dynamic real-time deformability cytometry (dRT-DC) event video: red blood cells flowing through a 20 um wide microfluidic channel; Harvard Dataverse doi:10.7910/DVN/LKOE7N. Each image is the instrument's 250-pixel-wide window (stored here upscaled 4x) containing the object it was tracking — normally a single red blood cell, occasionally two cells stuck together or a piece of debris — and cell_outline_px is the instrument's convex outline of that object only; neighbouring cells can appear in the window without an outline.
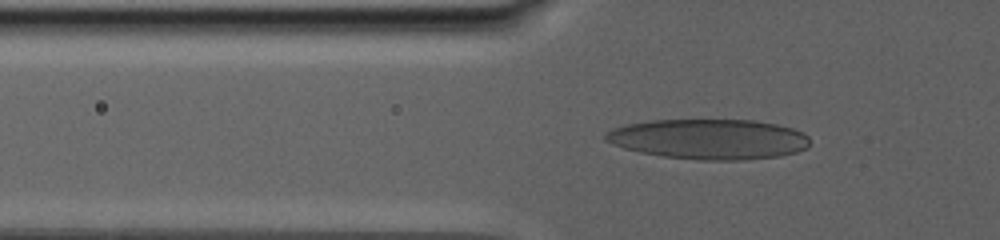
{"species": "human", "species_latin": "Homo sapiens", "temperature_condition": "warm", "stored_images_in_passage": 56, "camera_frame_rate_fps": 3000, "um_per_image_px": 0.085, "donor": {"sex": "male"}, "frame": {"image": 1, "passage_image": 2, "time_ms": 0.333, "image_size_px": [1000, 240], "cell_outline_px": [[808, 148], [796, 152], [780, 156], [740, 160], [696, 160], [664, 156], [640, 152], [624, 148], [612, 144], [604, 140], [604, 136], [612, 128], [628, 124], [652, 120], [752, 120], [776, 124], [792, 128], [804, 132], [808, 136]], "centroid_in_image_um": [60.27, 11.83], "position_along_channel_um": 65.5, "area_um2": 47.86}}
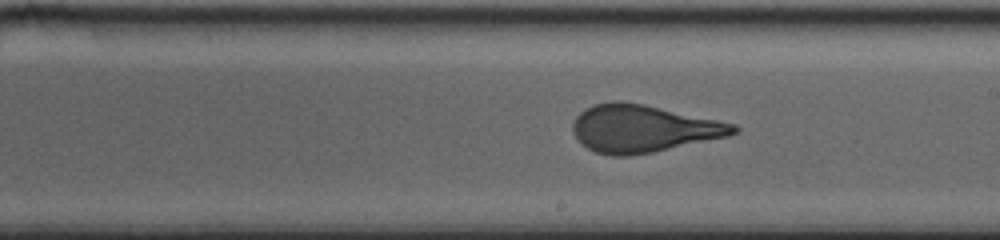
{"frame": {"image": 2, "passage_image": 24, "time_ms": 7.0, "image_size_px": [1000, 240], "cell_outline_px": [[740, 128], [736, 132], [728, 136], [652, 152], [628, 156], [612, 156], [596, 152], [588, 148], [572, 132], [572, 124], [576, 116], [584, 108], [592, 104], [616, 100], [644, 104], [736, 124]], "centroid_in_image_um": [54.64, 10.91], "position_along_channel_um": 234.4, "area_um2": 44.16}}
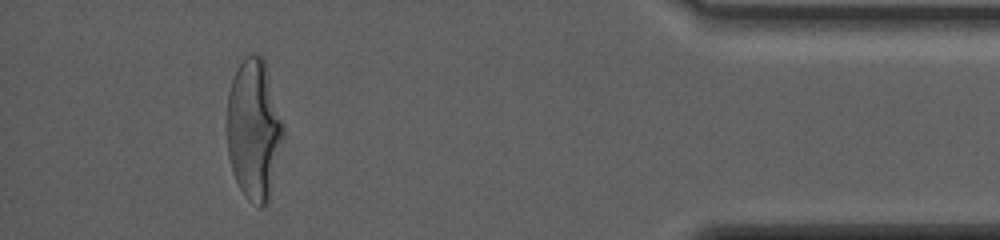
{"frame": {"image": 3, "passage_image": 47, "time_ms": 15.333, "image_size_px": [1000, 240], "cell_outline_px": [[284, 128], [268, 204], [260, 208], [248, 200], [244, 196], [232, 172], [228, 156], [228, 92], [236, 68], [244, 56], [252, 52], [256, 52], [264, 60], [284, 124]], "centroid_in_image_um": [21.57, 10.99], "position_along_channel_um": 413.6, "area_um2": 45.84}, "authors_computed_cell_mechanics": {"area_um2": 44.6505, "velocity_mm_per_s": 2.665, "shape_relaxation_time_tau1_ms": 9.2469, "shape_relaxation_time_tau2_ms": null, "deformation_change_tau1": 0.2863, "deformation_change_tau2": null}}